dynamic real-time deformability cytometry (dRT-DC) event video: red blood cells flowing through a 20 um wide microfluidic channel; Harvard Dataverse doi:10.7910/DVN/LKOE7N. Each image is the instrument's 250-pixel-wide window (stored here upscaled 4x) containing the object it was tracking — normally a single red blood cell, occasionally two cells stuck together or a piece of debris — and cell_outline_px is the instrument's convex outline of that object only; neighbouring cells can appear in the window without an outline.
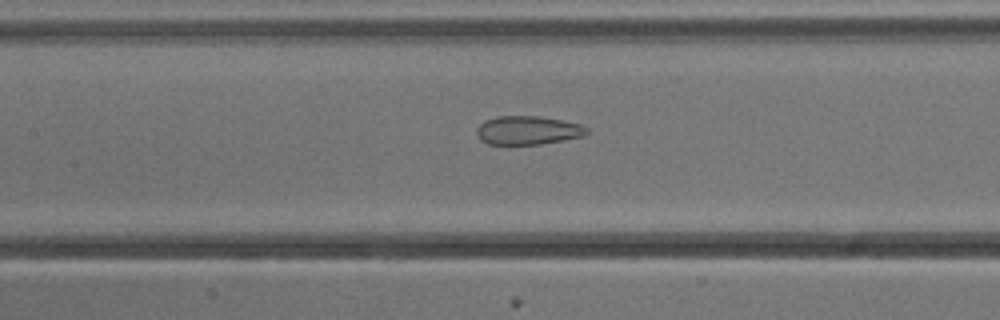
{"species": "common noctule bat (a hibernating species)", "species_latin": "Nyctalus noctula", "temperature_condition": "cold", "stored_images_in_passage": 53, "camera_frame_rate_fps": 3000, "um_per_image_px": 0.085, "animal": {"sex": "male", "body_mass_g": 13.3}, "frame": {"image": 1, "passage_image": 24, "time_ms": 7.667, "image_size_px": [1000, 320], "cell_outline_px": [[588, 132], [584, 136], [540, 144], [488, 144], [480, 140], [476, 132], [476, 128], [484, 120], [496, 116], [540, 116], [564, 120], [580, 124], [588, 128]], "centroid_in_image_um": [44.85, 11.06], "position_along_channel_um": 162.5, "area_um2": 18.5}}
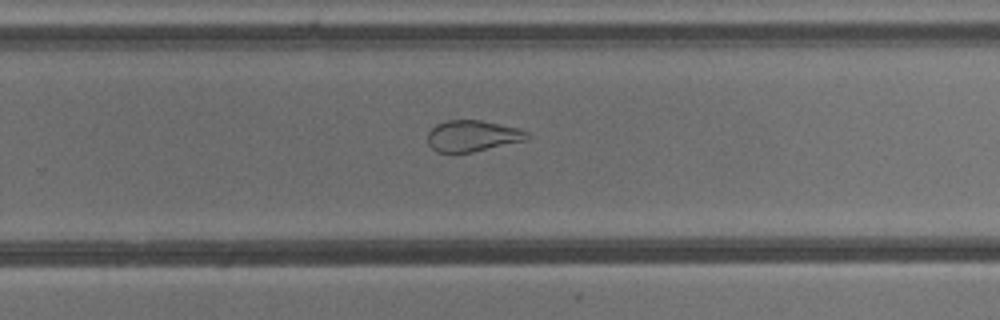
{"frame": {"image": 2, "passage_image": 34, "time_ms": 11.0, "image_size_px": [1000, 320], "cell_outline_px": [[532, 136], [528, 140], [472, 152], [436, 152], [428, 144], [428, 132], [436, 124], [444, 120], [480, 120], [520, 128], [528, 132]], "centroid_in_image_um": [40.2, 11.54], "position_along_channel_um": 289.6, "area_um2": 18.26}}
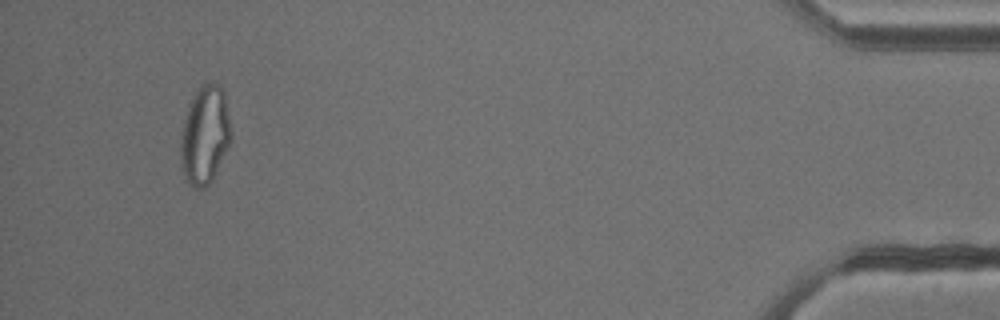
{"frame": {"image": 3, "passage_image": 50, "time_ms": 16.333, "image_size_px": [1000, 320], "cell_outline_px": [[232, 140], [212, 180], [204, 188], [192, 188], [184, 180], [180, 164], [180, 140], [184, 120], [188, 104], [192, 96], [200, 84], [204, 80], [220, 84], [224, 92], [232, 132]], "centroid_in_image_um": [17.4, 11.46], "position_along_channel_um": 417.8, "area_um2": 29.71}, "authors_computed_cell_mechanics": {"area_um2": 26.7036, "velocity_mm_per_s": 3.839, "shape_relaxation_time_tau1_ms": null, "shape_relaxation_time_tau2_ms": 1.628, "deformation_change_tau1": null, "deformation_change_tau2": 0.087}}